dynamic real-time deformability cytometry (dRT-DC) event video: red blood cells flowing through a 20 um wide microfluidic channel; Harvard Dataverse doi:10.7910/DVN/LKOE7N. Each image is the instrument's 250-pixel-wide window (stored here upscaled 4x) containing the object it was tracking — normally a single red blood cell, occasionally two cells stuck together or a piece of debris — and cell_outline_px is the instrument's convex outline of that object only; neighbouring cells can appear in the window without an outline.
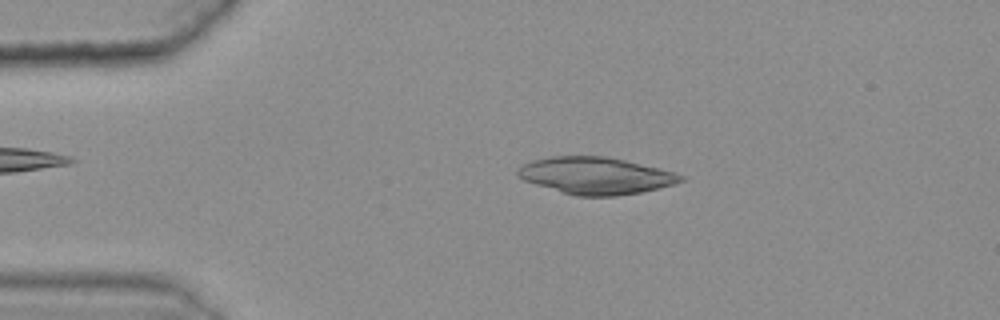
{"species": "common noctule bat (a hibernating species)", "species_latin": "Nyctalus noctula", "temperature_condition": "warm", "stored_images_in_passage": 44, "camera_frame_rate_fps": 3000, "um_per_image_px": 0.085, "animal": {"sex": "female", "body_mass_g": 25.1}, "frame": {"image": 1, "passage_image": 8, "time_ms": 2.333, "image_size_px": [1000, 320], "cell_outline_px": [[684, 180], [672, 184], [640, 192], [616, 196], [576, 196], [536, 184], [524, 180], [516, 172], [516, 168], [532, 160], [548, 156], [604, 156], [624, 160], [676, 172], [684, 176]], "centroid_in_image_um": [50.61, 14.92], "position_along_channel_um": 34.4, "area_um2": 34.8}}